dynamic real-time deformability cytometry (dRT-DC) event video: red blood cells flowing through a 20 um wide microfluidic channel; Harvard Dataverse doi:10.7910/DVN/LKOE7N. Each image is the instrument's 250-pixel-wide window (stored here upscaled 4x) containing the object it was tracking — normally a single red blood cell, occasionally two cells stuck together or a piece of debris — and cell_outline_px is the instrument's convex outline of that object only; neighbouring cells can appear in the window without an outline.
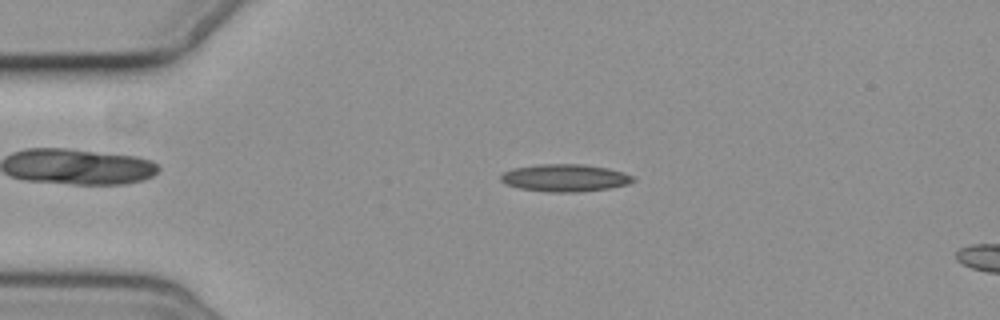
{"species": "common noctule bat (a hibernating species)", "species_latin": "Nyctalus noctula", "temperature_condition": "cold", "stored_images_in_passage": 4, "segment_of_instrument_passage": [1, 2], "camera_frame_rate_fps": 3000, "um_per_image_px": 0.085, "animal": {"sex": "female", "body_mass_g": 19.3, "forearm_length_mm": 54.1}, "frame": {"image": 1, "passage_image": 2, "time_ms": 1.0, "image_size_px": [1000, 320], "cell_outline_px": [[636, 180], [628, 184], [608, 188], [576, 192], [548, 192], [520, 188], [504, 184], [500, 180], [500, 176], [504, 172], [512, 168], [536, 164], [584, 164], [608, 168], [624, 172], [632, 176]], "centroid_in_image_um": [48.0, 15.11], "position_along_channel_um": 37.0, "area_um2": 21.21}}